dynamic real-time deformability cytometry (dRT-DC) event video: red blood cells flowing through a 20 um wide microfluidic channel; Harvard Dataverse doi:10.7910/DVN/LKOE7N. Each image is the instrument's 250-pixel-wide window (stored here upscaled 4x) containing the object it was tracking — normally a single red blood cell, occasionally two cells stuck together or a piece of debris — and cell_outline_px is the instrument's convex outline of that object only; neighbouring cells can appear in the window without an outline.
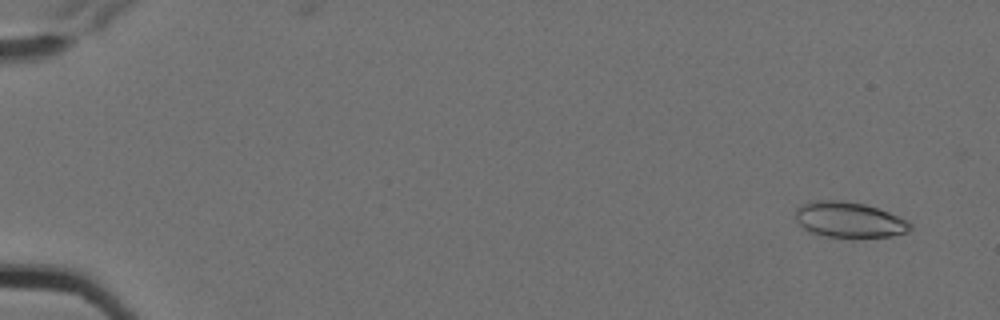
{"species": "Egyptian fruit bat (a non-hibernating species)", "species_latin": "Rousettus aegyptiacus", "temperature_condition": "cold", "stored_images_in_passage": 5, "camera_frame_rate_fps": 3000, "um_per_image_px": 0.085, "animal": {"sex": "female"}, "frame": {"image": 1, "passage_image": 1, "time_ms": 0.0, "image_size_px": [1000, 320], "cell_outline_px": [[912, 228], [908, 232], [892, 236], [852, 240], [828, 236], [808, 232], [796, 220], [796, 208], [800, 204], [808, 200], [840, 200], [864, 204], [888, 212], [908, 220], [912, 224]], "centroid_in_image_um": [72.18, 18.71], "position_along_channel_um": 12.8, "area_um2": 24.57}}